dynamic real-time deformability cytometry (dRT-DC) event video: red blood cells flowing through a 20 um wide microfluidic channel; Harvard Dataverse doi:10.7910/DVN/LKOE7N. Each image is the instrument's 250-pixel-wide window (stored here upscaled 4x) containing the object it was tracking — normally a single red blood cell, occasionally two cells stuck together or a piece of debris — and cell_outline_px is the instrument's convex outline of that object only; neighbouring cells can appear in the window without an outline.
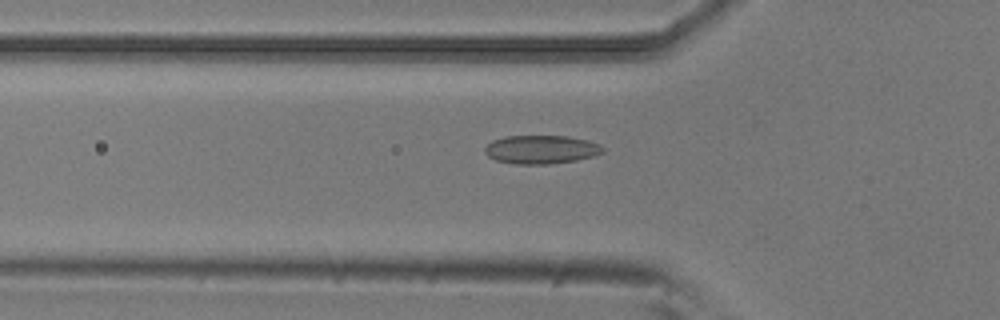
{"species": "common noctule bat (a hibernating species)", "species_latin": "Nyctalus noctula", "temperature_condition": "room temperature", "stored_images_in_passage": 49, "camera_frame_rate_fps": 3000, "um_per_image_px": 0.085, "animal": {"sex": "male", "body_mass_g": 20.5, "forearm_length_mm": 52.5}, "frame": {"image": 1, "passage_image": 17, "time_ms": 5.333, "image_size_px": [1000, 320], "cell_outline_px": [[604, 152], [592, 156], [576, 160], [548, 164], [516, 164], [496, 160], [488, 156], [484, 152], [484, 148], [492, 140], [504, 136], [568, 136], [588, 140], [600, 144], [604, 148]], "centroid_in_image_um": [45.99, 12.7], "position_along_channel_um": 79.8, "area_um2": 19.65}}
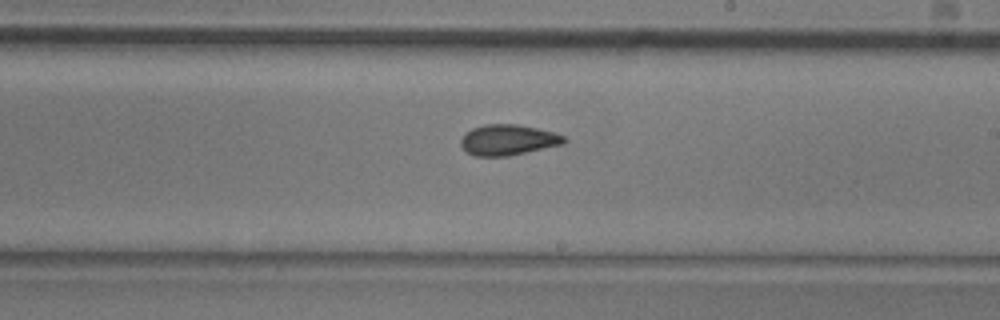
{"frame": {"image": 2, "passage_image": 30, "time_ms": 9.667, "image_size_px": [1000, 320], "cell_outline_px": [[568, 140], [564, 144], [508, 156], [476, 156], [468, 152], [460, 144], [460, 140], [472, 128], [484, 124], [516, 124], [536, 128], [552, 132], [564, 136]], "centroid_in_image_um": [43.2, 11.89], "position_along_channel_um": 245.8, "area_um2": 18.26}}
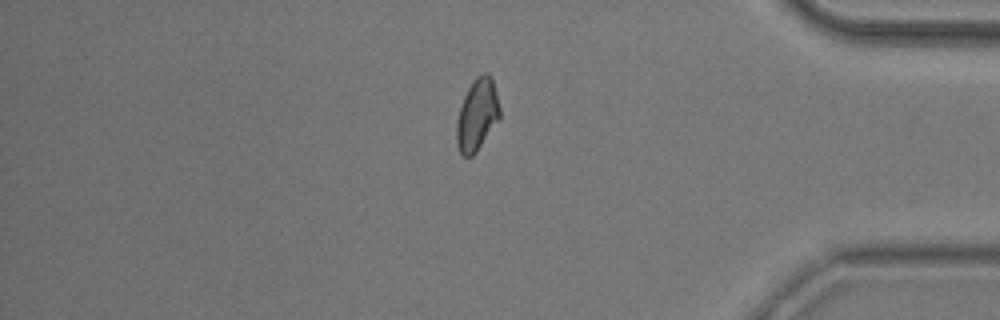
{"frame": {"image": 3, "passage_image": 44, "time_ms": 14.333, "image_size_px": [1000, 320], "cell_outline_px": [[500, 120], [476, 152], [472, 156], [464, 156], [460, 152], [456, 144], [456, 124], [460, 108], [464, 96], [468, 88], [476, 76], [484, 72], [488, 72], [492, 76], [500, 108]], "centroid_in_image_um": [40.57, 9.75], "position_along_channel_um": 394.6, "area_um2": 18.26}}